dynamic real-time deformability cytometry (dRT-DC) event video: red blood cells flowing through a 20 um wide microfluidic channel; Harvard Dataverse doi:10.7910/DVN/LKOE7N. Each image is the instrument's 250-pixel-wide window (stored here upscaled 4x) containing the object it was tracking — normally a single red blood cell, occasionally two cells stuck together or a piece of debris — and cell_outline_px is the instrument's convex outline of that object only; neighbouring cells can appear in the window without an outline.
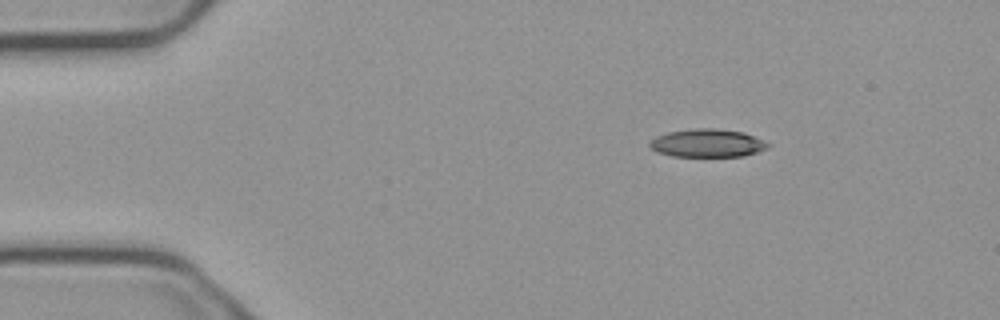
{"species": "common noctule bat (a hibernating species)", "species_latin": "Nyctalus noctula", "temperature_condition": "cold", "stored_images_in_passage": 47, "camera_frame_rate_fps": 3000, "um_per_image_px": 0.085, "animal": {"sex": "male", "body_mass_g": 23.1, "forearm_length_mm": 52.7}, "frame": {"image": 1, "passage_image": 1, "time_ms": 0.0, "image_size_px": [1000, 320], "cell_outline_px": [[772, 144], [768, 148], [744, 156], [672, 156], [656, 152], [648, 144], [648, 140], [656, 136], [668, 132], [696, 128], [716, 128], [744, 132]], "centroid_in_image_um": [60.11, 12.16], "position_along_channel_um": 24.9, "area_um2": 19.48}}
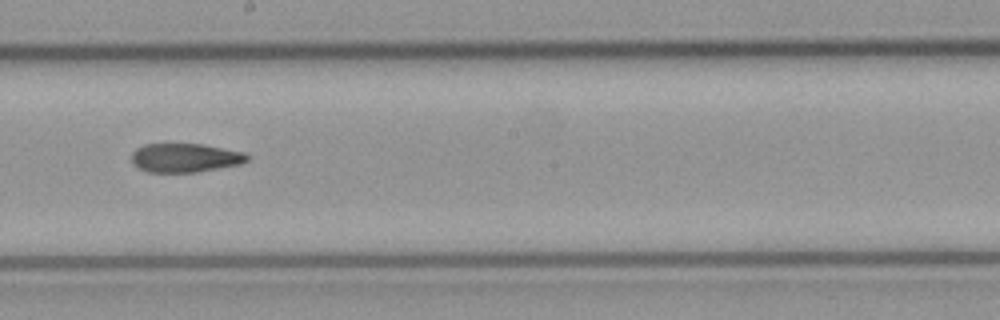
{"frame": {"image": 2, "passage_image": 23, "time_ms": 7.333, "image_size_px": [1000, 320], "cell_outline_px": [[248, 160], [240, 164], [196, 172], [148, 172], [132, 164], [132, 152], [136, 148], [144, 144], [200, 144], [244, 152], [248, 156]], "centroid_in_image_um": [15.7, 13.41], "position_along_channel_um": 232.5, "area_um2": 19.31}}
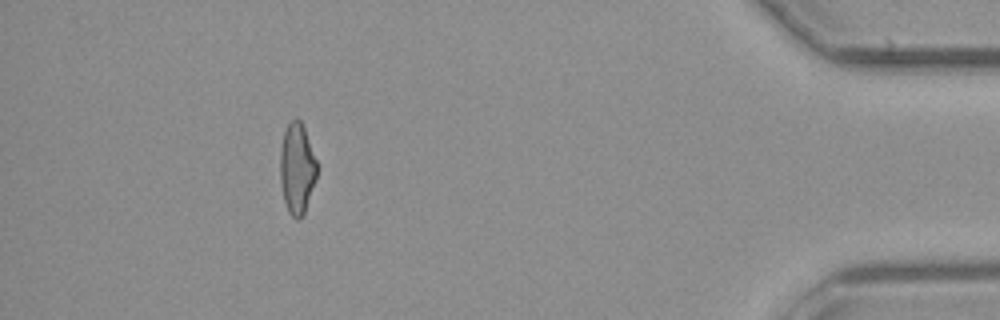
{"frame": {"image": 3, "passage_image": 42, "time_ms": 13.667, "image_size_px": [1000, 320], "cell_outline_px": [[316, 176], [304, 212], [300, 220], [296, 220], [288, 212], [284, 200], [280, 180], [280, 148], [284, 132], [288, 124], [292, 120], [300, 120], [304, 128], [316, 160]], "centroid_in_image_um": [25.22, 14.34], "position_along_channel_um": 410.0, "area_um2": 19.07}, "authors_computed_cell_mechanics": {"area_um2": 20.3456, "velocity_mm_per_s": 3.7616, "shape_relaxation_time_tau1_ms": null, "shape_relaxation_time_tau2_ms": 5.6911, "deformation_change_tau1": null, "deformation_change_tau2": 0.1485}}